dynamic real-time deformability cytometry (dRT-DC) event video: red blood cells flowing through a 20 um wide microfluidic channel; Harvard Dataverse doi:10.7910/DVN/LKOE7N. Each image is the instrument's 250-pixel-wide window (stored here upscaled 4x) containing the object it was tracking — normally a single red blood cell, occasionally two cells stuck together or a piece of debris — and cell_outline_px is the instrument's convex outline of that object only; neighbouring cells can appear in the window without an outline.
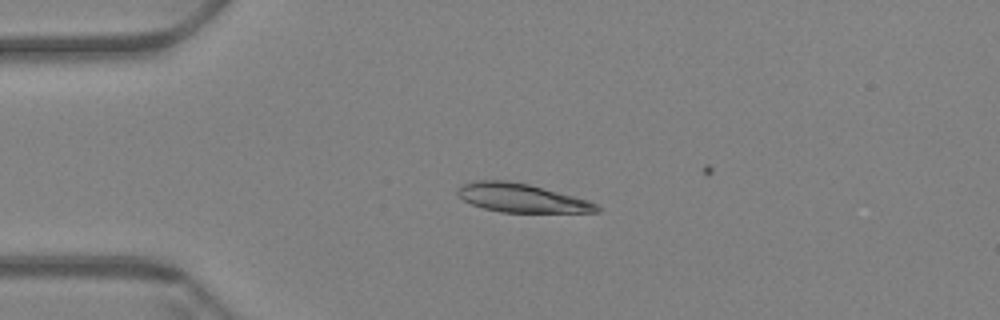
{"species": "Egyptian fruit bat (a non-hibernating species)", "species_latin": "Rousettus aegyptiacus", "temperature_condition": "warm", "stored_images_in_passage": 5, "camera_frame_rate_fps": 3000, "um_per_image_px": 0.085, "animal": {"sex": "female"}, "frame": {"image": 1, "passage_image": 1, "time_ms": 0.0, "image_size_px": [1000, 320], "cell_outline_px": [[600, 212], [500, 212], [484, 208], [472, 204], [464, 200], [456, 192], [456, 188], [460, 184], [476, 180], [508, 180], [528, 184], [588, 200], [596, 204], [600, 208]], "centroid_in_image_um": [44.28, 16.81], "position_along_channel_um": 40.7, "area_um2": 23.12}}